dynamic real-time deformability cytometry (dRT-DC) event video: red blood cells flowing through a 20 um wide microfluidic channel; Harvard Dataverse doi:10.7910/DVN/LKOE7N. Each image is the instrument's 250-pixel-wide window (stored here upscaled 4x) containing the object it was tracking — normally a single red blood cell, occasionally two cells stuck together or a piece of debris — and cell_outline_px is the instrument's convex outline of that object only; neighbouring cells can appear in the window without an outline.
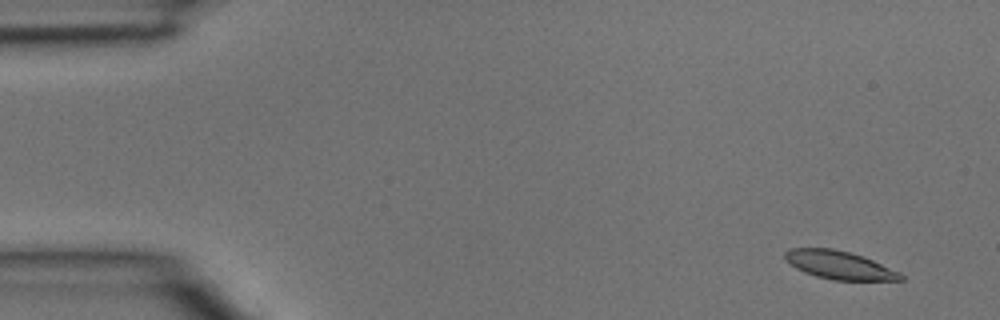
{"species": "common noctule bat (a hibernating species)", "species_latin": "Nyctalus noctula", "temperature_condition": "room temperature", "stored_images_in_passage": 4, "camera_frame_rate_fps": 3000, "um_per_image_px": 0.085, "animal": {"sex": "male", "body_mass_g": 15.6}, "frame": {"image": 1, "passage_image": 1, "time_ms": 0.0, "image_size_px": [1000, 320], "cell_outline_px": [[904, 280], [832, 280], [816, 276], [804, 272], [796, 268], [784, 260], [784, 252], [788, 248], [832, 248], [864, 256], [900, 272], [904, 276]], "centroid_in_image_um": [71.32, 22.52], "position_along_channel_um": 13.7, "area_um2": 19.13}}
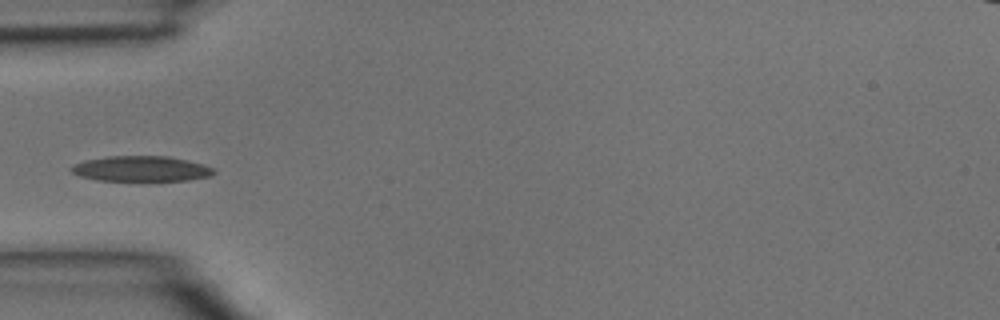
{"frame": {"image": 2, "passage_image": 4, "time_ms": 1.0, "image_size_px": [1000, 320], "cell_outline_px": [[216, 172], [212, 176], [188, 180], [96, 180], [80, 176], [72, 172], [68, 168], [84, 160], [108, 156], [168, 156], [188, 160], [204, 164], [212, 168]], "centroid_in_image_um": [12.01, 14.33], "position_along_channel_um": 73.0, "area_um2": 21.04}}